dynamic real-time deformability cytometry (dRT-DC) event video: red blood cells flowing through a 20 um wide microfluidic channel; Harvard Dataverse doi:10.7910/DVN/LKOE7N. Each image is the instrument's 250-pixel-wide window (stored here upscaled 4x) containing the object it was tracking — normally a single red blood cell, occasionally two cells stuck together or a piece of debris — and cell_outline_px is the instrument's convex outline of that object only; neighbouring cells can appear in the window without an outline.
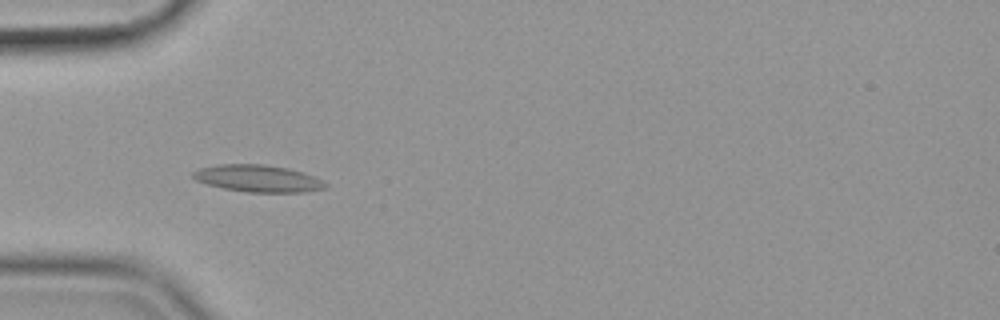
{"species": "common noctule bat (a hibernating species)", "species_latin": "Nyctalus noctula", "temperature_condition": "cold", "stored_images_in_passage": 47, "camera_frame_rate_fps": 3000, "um_per_image_px": 0.085, "animal": {"sex": "female", "body_mass_g": 19.9}, "frame": {"image": 1, "passage_image": 8, "time_ms": 2.333, "image_size_px": [1000, 320], "cell_outline_px": [[328, 188], [304, 192], [248, 192], [224, 188], [208, 184], [196, 180], [192, 176], [192, 172], [200, 168], [216, 164], [264, 164], [288, 168], [312, 176], [328, 184]], "centroid_in_image_um": [21.92, 15.16], "position_along_channel_um": 63.1, "area_um2": 20.69}}
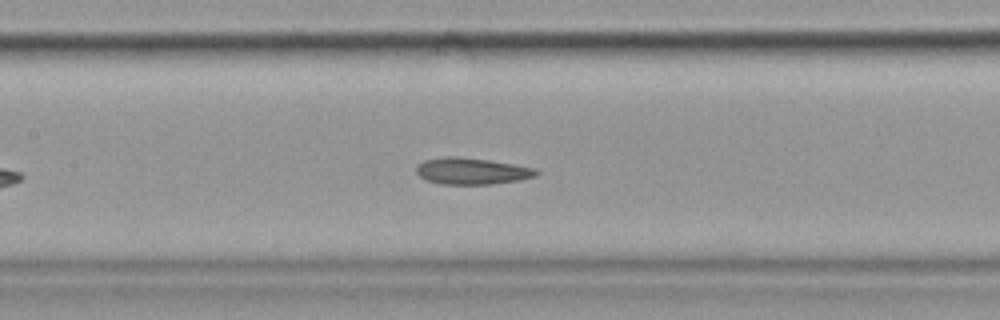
{"frame": {"image": 2, "passage_image": 17, "time_ms": 5.333, "image_size_px": [1000, 320], "cell_outline_px": [[540, 172], [536, 176], [516, 180], [492, 184], [440, 184], [428, 180], [420, 176], [416, 172], [416, 164], [424, 160], [444, 156], [456, 156], [488, 160], [536, 168]], "centroid_in_image_um": [40.07, 14.53], "position_along_channel_um": 167.3, "area_um2": 18.5}}
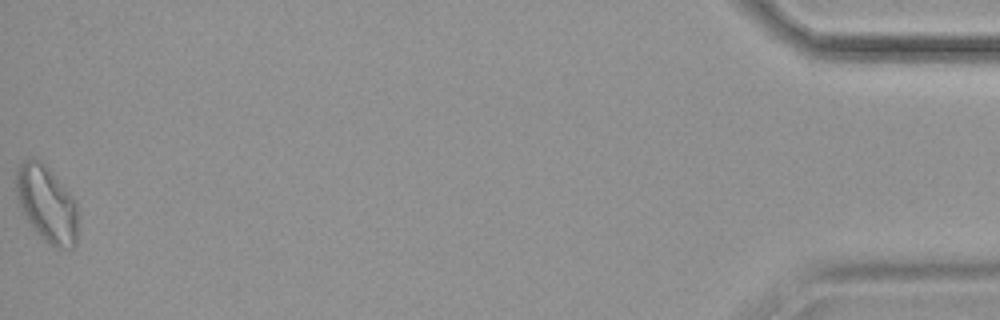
{"frame": {"image": 3, "passage_image": 47, "time_ms": 15.333, "image_size_px": [1000, 320], "cell_outline_px": [[76, 244], [72, 248], [56, 248], [48, 244], [40, 236], [28, 220], [20, 208], [16, 196], [16, 168], [24, 160], [32, 156], [36, 156], [52, 172], [76, 200]], "centroid_in_image_um": [3.95, 17.3], "position_along_channel_um": 431.3, "area_um2": 27.51}, "authors_computed_cell_mechanics": {"area_um2": 19.5364, "velocity_mm_per_s": 3.559, "shape_relaxation_time_tau1_ms": null, "shape_relaxation_time_tau2_ms": 5.3849, "deformation_change_tau1": null, "deformation_change_tau2": 0.0985}}